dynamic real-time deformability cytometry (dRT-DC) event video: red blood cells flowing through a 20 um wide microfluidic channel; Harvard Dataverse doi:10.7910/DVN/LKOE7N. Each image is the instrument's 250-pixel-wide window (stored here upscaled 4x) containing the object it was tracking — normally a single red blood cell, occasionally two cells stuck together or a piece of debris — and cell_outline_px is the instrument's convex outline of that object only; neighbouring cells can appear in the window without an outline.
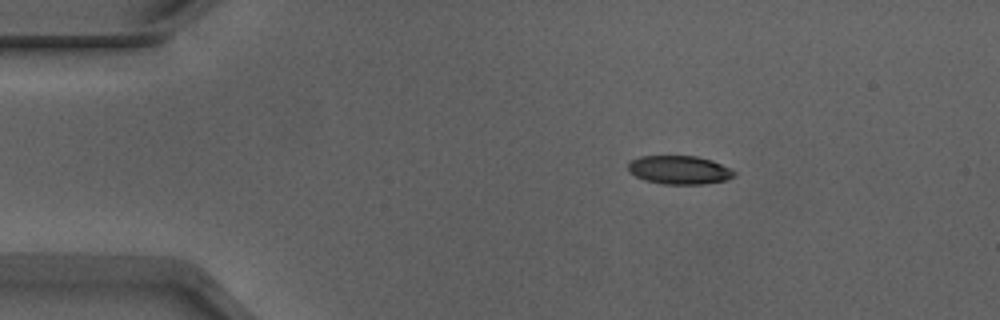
{"species": "Egyptian fruit bat (a non-hibernating species)", "species_latin": "Rousettus aegyptiacus", "temperature_condition": "warm", "stored_images_in_passage": 28, "camera_frame_rate_fps": 3000, "um_per_image_px": 0.085, "animal": {"sex": "male"}, "frame": {"image": 1, "passage_image": 1, "time_ms": 0.0, "image_size_px": [1000, 320], "cell_outline_px": [[736, 176], [724, 180], [704, 184], [664, 184], [644, 180], [636, 176], [628, 168], [628, 164], [632, 160], [640, 156], [696, 156], [712, 160], [736, 172]], "centroid_in_image_um": [57.75, 14.44], "position_along_channel_um": 27.2, "area_um2": 17.46}}
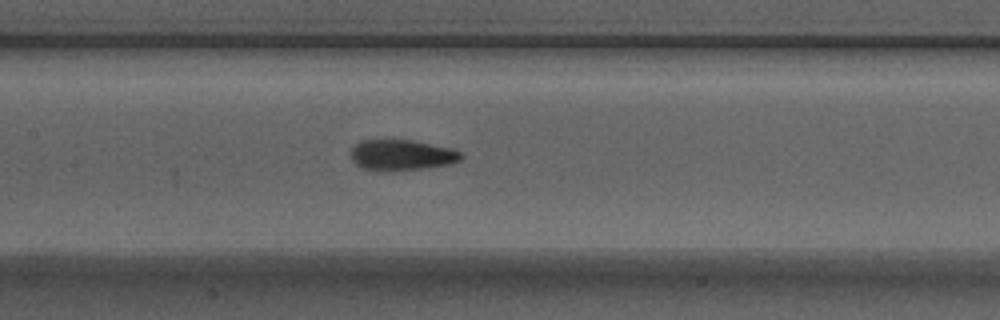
{"frame": {"image": 2, "passage_image": 17, "time_ms": 5.333, "image_size_px": [1000, 320], "cell_outline_px": [[464, 156], [460, 160], [448, 164], [424, 168], [392, 172], [376, 172], [364, 168], [356, 164], [352, 160], [352, 148], [360, 140], [412, 140], [452, 148], [460, 152]], "centroid_in_image_um": [34.13, 13.2], "position_along_channel_um": 173.3, "area_um2": 19.94}}
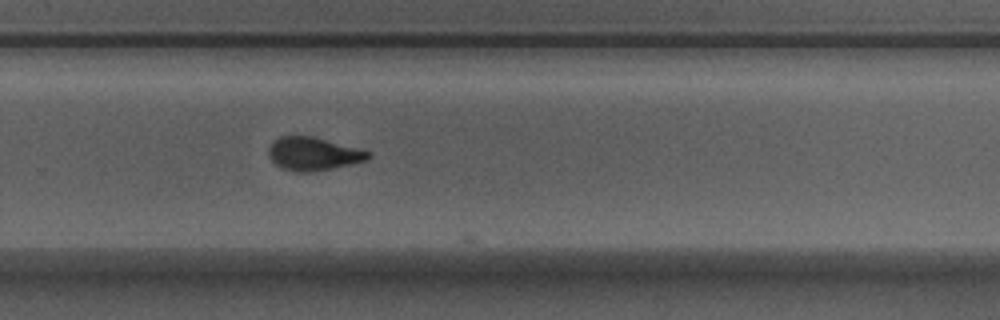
{"frame": {"image": 3, "passage_image": 27, "time_ms": 8.667, "image_size_px": [1000, 320], "cell_outline_px": [[372, 156], [368, 160], [332, 168], [308, 172], [300, 172], [280, 168], [268, 156], [268, 148], [272, 140], [280, 136], [312, 136], [372, 152]], "centroid_in_image_um": [26.61, 13.07], "position_along_channel_um": 303.2, "area_um2": 19.25}}